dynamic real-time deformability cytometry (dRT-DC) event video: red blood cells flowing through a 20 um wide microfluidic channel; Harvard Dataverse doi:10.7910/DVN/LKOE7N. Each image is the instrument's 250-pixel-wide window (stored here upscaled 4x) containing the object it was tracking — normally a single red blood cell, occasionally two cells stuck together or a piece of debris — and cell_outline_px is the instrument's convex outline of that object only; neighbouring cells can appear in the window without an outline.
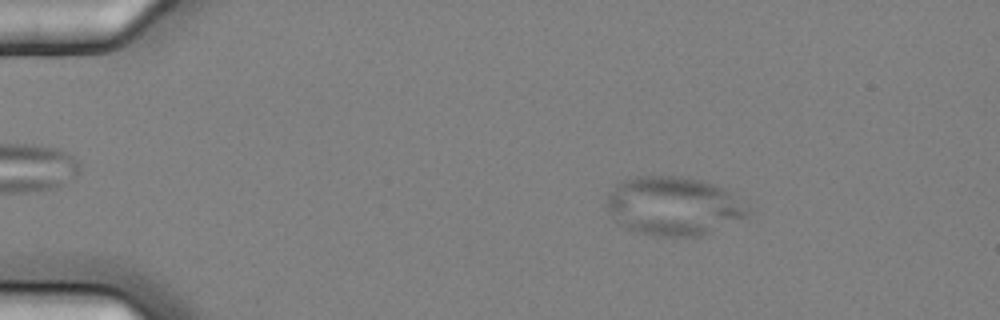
{"species": "common noctule bat (a hibernating species)", "species_latin": "Nyctalus noctula", "temperature_condition": "cold", "stored_images_in_passage": 57, "camera_frame_rate_fps": 3000, "um_per_image_px": 0.085, "animal": {"sex": "female", "body_mass_g": 25.1}, "frame": {"image": 1, "passage_image": 9, "time_ms": 2.667, "image_size_px": [1000, 320], "cell_outline_px": [[748, 216], [696, 236], [652, 236], [616, 224], [604, 204], [608, 192], [616, 184], [624, 180], [636, 176], [680, 176], [700, 180], [724, 188], [732, 192], [748, 204]], "centroid_in_image_um": [57.2, 17.49], "position_along_channel_um": 27.8, "area_um2": 48.32}}
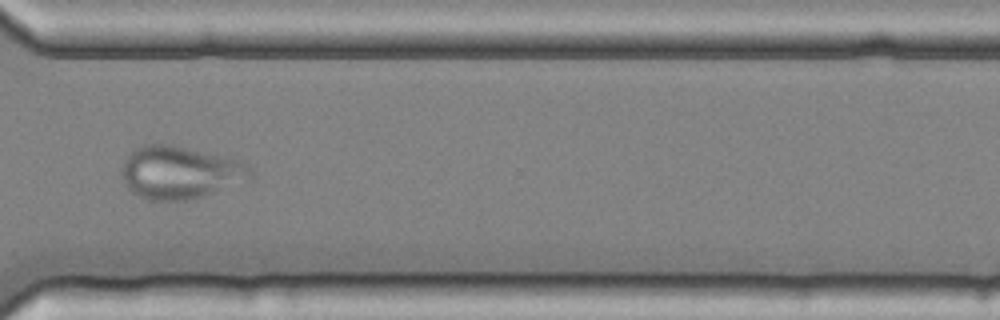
{"frame": {"image": 2, "passage_image": 43, "time_ms": 14.0, "image_size_px": [1000, 320], "cell_outline_px": [[252, 180], [204, 196], [188, 200], [152, 200], [140, 196], [132, 192], [124, 184], [120, 168], [128, 152], [144, 144], [172, 144], [244, 160], [252, 168]], "centroid_in_image_um": [15.34, 14.64], "position_along_channel_um": 355.3, "area_um2": 40.4}}
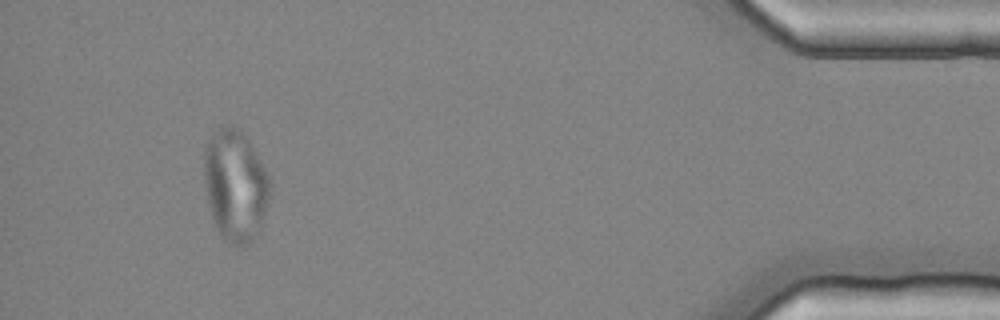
{"frame": {"image": 3, "passage_image": 53, "time_ms": 17.333, "image_size_px": [1000, 320], "cell_outline_px": [[272, 184], [268, 204], [256, 236], [244, 248], [228, 244], [220, 236], [216, 228], [208, 204], [204, 180], [204, 148], [208, 140], [220, 124], [232, 124], [240, 128], [248, 140], [268, 172]], "centroid_in_image_um": [20.0, 15.75], "position_along_channel_um": 415.2, "area_um2": 43.64}}